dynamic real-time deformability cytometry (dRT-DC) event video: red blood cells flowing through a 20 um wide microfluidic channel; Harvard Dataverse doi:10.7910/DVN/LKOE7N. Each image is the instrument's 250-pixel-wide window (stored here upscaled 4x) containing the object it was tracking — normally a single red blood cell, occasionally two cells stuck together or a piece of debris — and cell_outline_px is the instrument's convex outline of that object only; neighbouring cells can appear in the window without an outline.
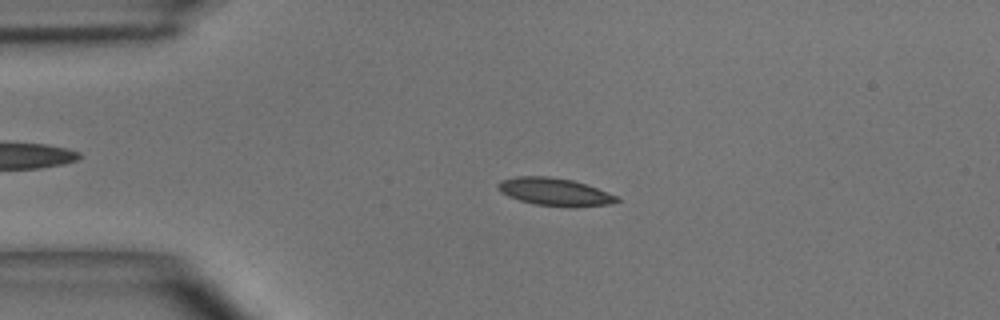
{"species": "common noctule bat (a hibernating species)", "species_latin": "Nyctalus noctula", "temperature_condition": "room temperature", "stored_images_in_passage": 48, "camera_frame_rate_fps": 3000, "um_per_image_px": 0.085, "animal": {"sex": "male", "body_mass_g": 15.6}, "frame": {"image": 1, "passage_image": 10, "time_ms": 3.0, "image_size_px": [1000, 320], "cell_outline_px": [[620, 200], [608, 204], [572, 208], [568, 208], [536, 204], [520, 200], [508, 196], [500, 192], [496, 184], [500, 180], [516, 176], [548, 176], [572, 180], [596, 188], [616, 196]], "centroid_in_image_um": [47.1, 16.31], "position_along_channel_um": 37.9, "area_um2": 19.13}}
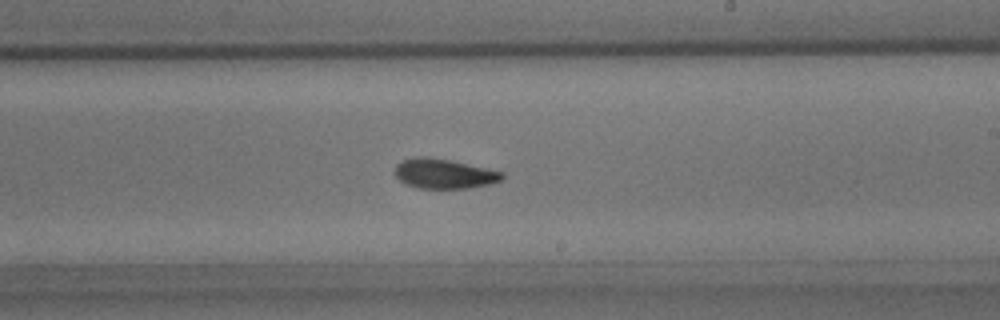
{"frame": {"image": 2, "passage_image": 28, "time_ms": 9.0, "image_size_px": [1000, 320], "cell_outline_px": [[504, 180], [492, 184], [468, 188], [420, 188], [408, 184], [400, 180], [396, 176], [396, 164], [404, 160], [416, 156], [428, 156], [448, 160], [504, 172]], "centroid_in_image_um": [37.79, 14.76], "position_along_channel_um": 251.2, "area_um2": 18.44}}
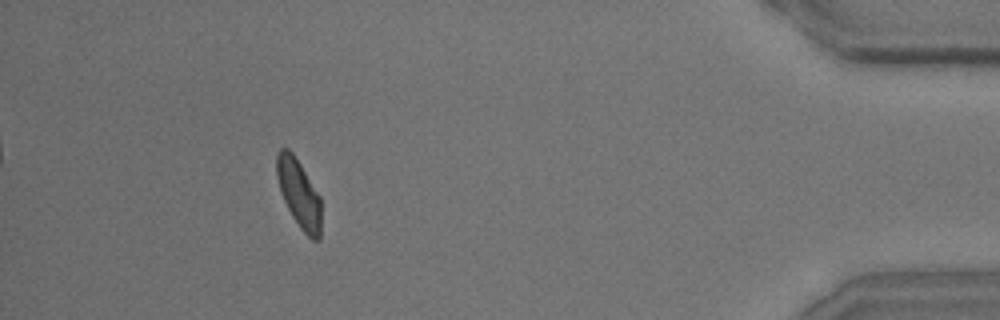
{"frame": {"image": 3, "passage_image": 44, "time_ms": 14.333, "image_size_px": [1000, 320], "cell_outline_px": [[320, 240], [312, 240], [300, 228], [292, 216], [280, 192], [276, 176], [276, 152], [280, 148], [288, 148], [292, 152], [300, 164], [320, 196]], "centroid_in_image_um": [25.38, 16.43], "position_along_channel_um": 409.8, "area_um2": 17.63}, "authors_computed_cell_mechanics": {"area_um2": 18.4382, "velocity_mm_per_s": 4.044, "shape_relaxation_time_tau1_ms": 3.5571, "shape_relaxation_time_tau2_ms": 1.9571, "deformation_change_tau1": 0.1188, "deformation_change_tau2": 0.071}}